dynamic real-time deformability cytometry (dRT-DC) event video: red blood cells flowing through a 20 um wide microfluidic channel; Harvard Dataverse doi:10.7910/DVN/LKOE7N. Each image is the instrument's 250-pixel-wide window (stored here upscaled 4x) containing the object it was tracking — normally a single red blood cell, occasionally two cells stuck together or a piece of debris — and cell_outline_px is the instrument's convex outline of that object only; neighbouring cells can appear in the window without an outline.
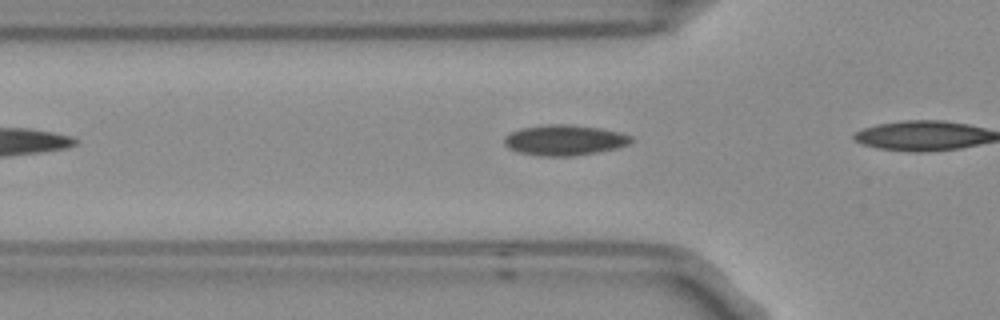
{"species": "Egyptian fruit bat (a non-hibernating species)", "species_latin": "Rousettus aegyptiacus", "temperature_condition": "room temperature", "stored_images_in_passage": 7, "camera_frame_rate_fps": 3000, "um_per_image_px": 0.085, "frame": {"image": 1, "passage_image": 3, "time_ms": 0.667, "image_size_px": [1000, 320], "cell_outline_px": [[632, 140], [628, 144], [616, 148], [596, 152], [572, 156], [544, 156], [520, 152], [508, 148], [504, 144], [504, 136], [520, 128], [548, 124], [568, 124], [600, 128], [620, 132], [632, 136]], "centroid_in_image_um": [47.97, 11.9], "position_along_channel_um": 77.8, "area_um2": 22.43}}
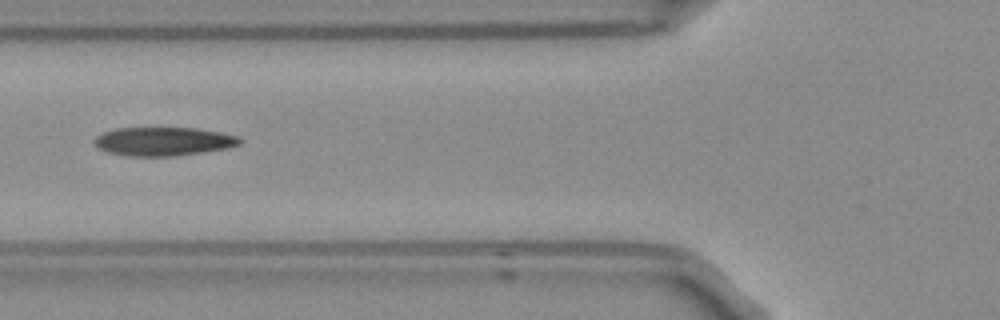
{"frame": {"image": 2, "passage_image": 4, "time_ms": 1.0, "image_size_px": [1000, 320], "cell_outline_px": [[244, 140], [240, 144], [224, 148], [200, 152], [172, 156], [132, 156], [108, 152], [100, 148], [92, 140], [96, 136], [104, 132], [116, 128], [196, 128], [220, 132], [236, 136]], "centroid_in_image_um": [13.88, 12.01], "position_along_channel_um": 111.9, "area_um2": 23.93}}